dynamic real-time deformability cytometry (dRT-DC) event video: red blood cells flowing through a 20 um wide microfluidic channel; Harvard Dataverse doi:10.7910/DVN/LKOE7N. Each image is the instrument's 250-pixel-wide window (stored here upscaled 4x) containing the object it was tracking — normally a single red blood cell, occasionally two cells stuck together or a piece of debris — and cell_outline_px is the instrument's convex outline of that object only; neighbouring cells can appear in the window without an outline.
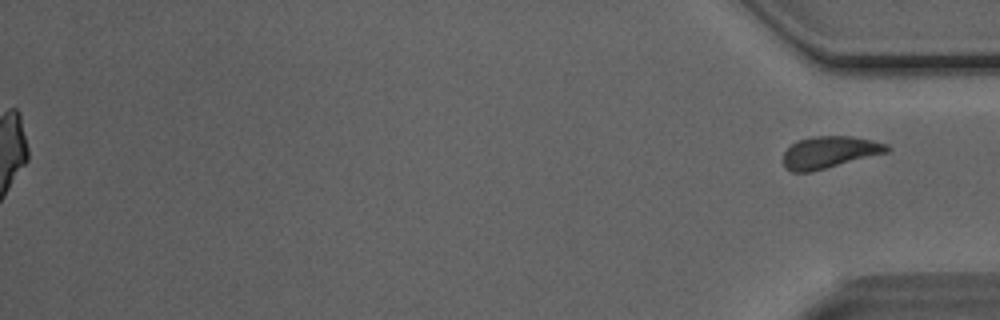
{"species": "Egyptian fruit bat (a non-hibernating species)", "species_latin": "Rousettus aegyptiacus", "temperature_condition": "room temperature", "stored_images_in_passage": 24, "camera_frame_rate_fps": 3000, "um_per_image_px": 0.085, "animal": {"sex": "male"}, "frame": {"image": 1, "passage_image": 24, "time_ms": 7.667, "image_size_px": [1000, 320], "cell_outline_px": [[892, 148], [888, 152], [808, 172], [792, 172], [784, 168], [784, 152], [796, 140], [812, 136], [852, 136], [872, 140], [888, 144]], "centroid_in_image_um": [70.51, 12.92], "position_along_channel_um": 364.7, "area_um2": 19.19}}